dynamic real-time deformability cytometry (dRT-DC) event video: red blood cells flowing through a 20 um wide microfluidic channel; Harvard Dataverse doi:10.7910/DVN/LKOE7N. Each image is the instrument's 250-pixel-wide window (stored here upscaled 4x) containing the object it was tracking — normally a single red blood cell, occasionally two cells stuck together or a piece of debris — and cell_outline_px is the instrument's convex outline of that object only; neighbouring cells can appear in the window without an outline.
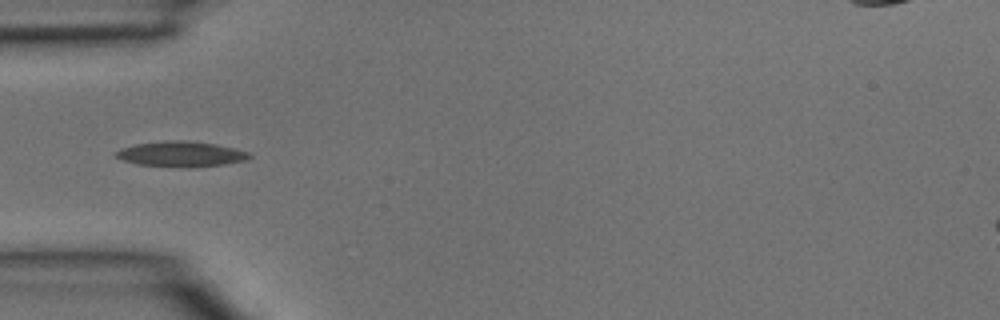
{"species": "common noctule bat (a hibernating species)", "species_latin": "Nyctalus noctula", "temperature_condition": "room temperature", "stored_images_in_passage": 3, "camera_frame_rate_fps": 3000, "um_per_image_px": 0.085, "animal": {"sex": "male", "body_mass_g": 15.6}, "frame": {"image": 1, "passage_image": 3, "time_ms": 0.667, "image_size_px": [1000, 320], "cell_outline_px": [[252, 156], [244, 160], [224, 164], [140, 164], [124, 160], [116, 156], [116, 152], [120, 148], [136, 144], [164, 140], [184, 140], [216, 144], [248, 152]], "centroid_in_image_um": [15.37, 13.02], "position_along_channel_um": 69.6, "area_um2": 18.26}}